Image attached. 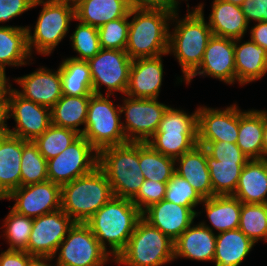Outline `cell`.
I'll use <instances>...</instances> for the list:
<instances>
[{"mask_svg":"<svg viewBox=\"0 0 267 266\" xmlns=\"http://www.w3.org/2000/svg\"><path fill=\"white\" fill-rule=\"evenodd\" d=\"M141 217L142 213L131 199L113 196L85 223L101 246L114 256V261L126 247ZM107 243L111 250H107Z\"/></svg>","mask_w":267,"mask_h":266,"instance_id":"1","label":"cell"},{"mask_svg":"<svg viewBox=\"0 0 267 266\" xmlns=\"http://www.w3.org/2000/svg\"><path fill=\"white\" fill-rule=\"evenodd\" d=\"M203 6L200 3L190 11L187 4L188 12L183 19H178V12L171 18L176 23L172 32H169L168 54L173 53L178 60L183 81L201 64L208 41L213 36L205 21Z\"/></svg>","mask_w":267,"mask_h":266,"instance_id":"2","label":"cell"},{"mask_svg":"<svg viewBox=\"0 0 267 266\" xmlns=\"http://www.w3.org/2000/svg\"><path fill=\"white\" fill-rule=\"evenodd\" d=\"M167 11L130 9L126 52L134 60L168 54L169 23ZM170 21V22H169Z\"/></svg>","mask_w":267,"mask_h":266,"instance_id":"3","label":"cell"},{"mask_svg":"<svg viewBox=\"0 0 267 266\" xmlns=\"http://www.w3.org/2000/svg\"><path fill=\"white\" fill-rule=\"evenodd\" d=\"M113 196L105 173L97 166L91 173L61 186V209L74 222L85 223Z\"/></svg>","mask_w":267,"mask_h":266,"instance_id":"4","label":"cell"},{"mask_svg":"<svg viewBox=\"0 0 267 266\" xmlns=\"http://www.w3.org/2000/svg\"><path fill=\"white\" fill-rule=\"evenodd\" d=\"M98 167L105 173L115 197L132 199L143 184L139 142L101 149L98 152Z\"/></svg>","mask_w":267,"mask_h":266,"instance_id":"5","label":"cell"},{"mask_svg":"<svg viewBox=\"0 0 267 266\" xmlns=\"http://www.w3.org/2000/svg\"><path fill=\"white\" fill-rule=\"evenodd\" d=\"M174 260V242L141 217L124 250L113 261L126 266H162Z\"/></svg>","mask_w":267,"mask_h":266,"instance_id":"6","label":"cell"},{"mask_svg":"<svg viewBox=\"0 0 267 266\" xmlns=\"http://www.w3.org/2000/svg\"><path fill=\"white\" fill-rule=\"evenodd\" d=\"M42 5L32 35L30 26L26 27L28 47L42 55H49L69 32V25L75 20L74 2L65 0H35L33 7Z\"/></svg>","mask_w":267,"mask_h":266,"instance_id":"7","label":"cell"},{"mask_svg":"<svg viewBox=\"0 0 267 266\" xmlns=\"http://www.w3.org/2000/svg\"><path fill=\"white\" fill-rule=\"evenodd\" d=\"M147 143L161 154L176 159L193 149L197 143V110L187 114L168 107L157 131Z\"/></svg>","mask_w":267,"mask_h":266,"instance_id":"8","label":"cell"},{"mask_svg":"<svg viewBox=\"0 0 267 266\" xmlns=\"http://www.w3.org/2000/svg\"><path fill=\"white\" fill-rule=\"evenodd\" d=\"M110 95L92 94L89 99L87 120L82 129L84 136L99 152L109 146L127 143L121 122L120 106L115 107Z\"/></svg>","mask_w":267,"mask_h":266,"instance_id":"9","label":"cell"},{"mask_svg":"<svg viewBox=\"0 0 267 266\" xmlns=\"http://www.w3.org/2000/svg\"><path fill=\"white\" fill-rule=\"evenodd\" d=\"M57 253V266H103L111 260L89 226L80 222L70 228Z\"/></svg>","mask_w":267,"mask_h":266,"instance_id":"10","label":"cell"},{"mask_svg":"<svg viewBox=\"0 0 267 266\" xmlns=\"http://www.w3.org/2000/svg\"><path fill=\"white\" fill-rule=\"evenodd\" d=\"M97 166L98 151L81 135L58 156L47 160V176L49 181L63 186Z\"/></svg>","mask_w":267,"mask_h":266,"instance_id":"11","label":"cell"},{"mask_svg":"<svg viewBox=\"0 0 267 266\" xmlns=\"http://www.w3.org/2000/svg\"><path fill=\"white\" fill-rule=\"evenodd\" d=\"M132 59L125 50L101 49L87 60L93 84V93L102 94L101 86L107 88V95L121 92L125 95Z\"/></svg>","mask_w":267,"mask_h":266,"instance_id":"12","label":"cell"},{"mask_svg":"<svg viewBox=\"0 0 267 266\" xmlns=\"http://www.w3.org/2000/svg\"><path fill=\"white\" fill-rule=\"evenodd\" d=\"M121 114L125 113L122 126L128 142H147L157 131L169 106L157 99L123 98Z\"/></svg>","mask_w":267,"mask_h":266,"instance_id":"13","label":"cell"},{"mask_svg":"<svg viewBox=\"0 0 267 266\" xmlns=\"http://www.w3.org/2000/svg\"><path fill=\"white\" fill-rule=\"evenodd\" d=\"M8 118L13 117L16 126L9 134L26 141H34L51 125V109L20 96L15 88L8 95Z\"/></svg>","mask_w":267,"mask_h":266,"instance_id":"14","label":"cell"},{"mask_svg":"<svg viewBox=\"0 0 267 266\" xmlns=\"http://www.w3.org/2000/svg\"><path fill=\"white\" fill-rule=\"evenodd\" d=\"M74 223L62 209L34 218L27 253L55 257Z\"/></svg>","mask_w":267,"mask_h":266,"instance_id":"15","label":"cell"},{"mask_svg":"<svg viewBox=\"0 0 267 266\" xmlns=\"http://www.w3.org/2000/svg\"><path fill=\"white\" fill-rule=\"evenodd\" d=\"M5 199L15 200L12 210L16 213L34 219L61 209V186L49 180L20 186Z\"/></svg>","mask_w":267,"mask_h":266,"instance_id":"16","label":"cell"},{"mask_svg":"<svg viewBox=\"0 0 267 266\" xmlns=\"http://www.w3.org/2000/svg\"><path fill=\"white\" fill-rule=\"evenodd\" d=\"M239 131V107L230 105L224 110L197 108V143L226 141L236 143Z\"/></svg>","mask_w":267,"mask_h":266,"instance_id":"17","label":"cell"},{"mask_svg":"<svg viewBox=\"0 0 267 266\" xmlns=\"http://www.w3.org/2000/svg\"><path fill=\"white\" fill-rule=\"evenodd\" d=\"M196 75L211 76L226 84L235 83L234 39L213 35L208 41L201 64L184 81L189 84Z\"/></svg>","mask_w":267,"mask_h":266,"instance_id":"18","label":"cell"},{"mask_svg":"<svg viewBox=\"0 0 267 266\" xmlns=\"http://www.w3.org/2000/svg\"><path fill=\"white\" fill-rule=\"evenodd\" d=\"M194 208L177 205L163 199L148 207L142 213V217L174 242L194 223V218L199 213L193 210Z\"/></svg>","mask_w":267,"mask_h":266,"instance_id":"19","label":"cell"},{"mask_svg":"<svg viewBox=\"0 0 267 266\" xmlns=\"http://www.w3.org/2000/svg\"><path fill=\"white\" fill-rule=\"evenodd\" d=\"M14 80L22 89H15L20 96L50 109L63 95L59 68L52 71L41 67Z\"/></svg>","mask_w":267,"mask_h":266,"instance_id":"20","label":"cell"},{"mask_svg":"<svg viewBox=\"0 0 267 266\" xmlns=\"http://www.w3.org/2000/svg\"><path fill=\"white\" fill-rule=\"evenodd\" d=\"M162 55L132 61L125 95L132 98L157 99L163 79Z\"/></svg>","mask_w":267,"mask_h":266,"instance_id":"21","label":"cell"},{"mask_svg":"<svg viewBox=\"0 0 267 266\" xmlns=\"http://www.w3.org/2000/svg\"><path fill=\"white\" fill-rule=\"evenodd\" d=\"M216 234L204 221L193 223L174 241V259L183 257L198 261H211L215 255Z\"/></svg>","mask_w":267,"mask_h":266,"instance_id":"22","label":"cell"},{"mask_svg":"<svg viewBox=\"0 0 267 266\" xmlns=\"http://www.w3.org/2000/svg\"><path fill=\"white\" fill-rule=\"evenodd\" d=\"M234 39L236 82L241 86L261 79L267 73V50L252 40L240 44Z\"/></svg>","mask_w":267,"mask_h":266,"instance_id":"23","label":"cell"},{"mask_svg":"<svg viewBox=\"0 0 267 266\" xmlns=\"http://www.w3.org/2000/svg\"><path fill=\"white\" fill-rule=\"evenodd\" d=\"M23 139L11 134L0 135V200L20 187Z\"/></svg>","mask_w":267,"mask_h":266,"instance_id":"24","label":"cell"},{"mask_svg":"<svg viewBox=\"0 0 267 266\" xmlns=\"http://www.w3.org/2000/svg\"><path fill=\"white\" fill-rule=\"evenodd\" d=\"M176 162L178 164H176ZM175 173L186 179L203 199L213 197L209 169L206 163V149L196 145L175 159Z\"/></svg>","mask_w":267,"mask_h":266,"instance_id":"25","label":"cell"},{"mask_svg":"<svg viewBox=\"0 0 267 266\" xmlns=\"http://www.w3.org/2000/svg\"><path fill=\"white\" fill-rule=\"evenodd\" d=\"M232 196L242 203L267 204V159H251L245 164Z\"/></svg>","mask_w":267,"mask_h":266,"instance_id":"26","label":"cell"},{"mask_svg":"<svg viewBox=\"0 0 267 266\" xmlns=\"http://www.w3.org/2000/svg\"><path fill=\"white\" fill-rule=\"evenodd\" d=\"M211 7L208 25L214 36L230 39L244 37L249 24L239 5L213 0Z\"/></svg>","mask_w":267,"mask_h":266,"instance_id":"27","label":"cell"},{"mask_svg":"<svg viewBox=\"0 0 267 266\" xmlns=\"http://www.w3.org/2000/svg\"><path fill=\"white\" fill-rule=\"evenodd\" d=\"M74 7L75 20L96 28L123 18L130 11L128 0H76Z\"/></svg>","mask_w":267,"mask_h":266,"instance_id":"28","label":"cell"},{"mask_svg":"<svg viewBox=\"0 0 267 266\" xmlns=\"http://www.w3.org/2000/svg\"><path fill=\"white\" fill-rule=\"evenodd\" d=\"M27 26H0V68L26 65L31 60ZM28 58V59H27Z\"/></svg>","mask_w":267,"mask_h":266,"instance_id":"29","label":"cell"},{"mask_svg":"<svg viewBox=\"0 0 267 266\" xmlns=\"http://www.w3.org/2000/svg\"><path fill=\"white\" fill-rule=\"evenodd\" d=\"M241 151L251 159H263V111L239 109V131L236 141Z\"/></svg>","mask_w":267,"mask_h":266,"instance_id":"30","label":"cell"},{"mask_svg":"<svg viewBox=\"0 0 267 266\" xmlns=\"http://www.w3.org/2000/svg\"><path fill=\"white\" fill-rule=\"evenodd\" d=\"M255 243L238 228L216 235L215 266H239Z\"/></svg>","mask_w":267,"mask_h":266,"instance_id":"31","label":"cell"},{"mask_svg":"<svg viewBox=\"0 0 267 266\" xmlns=\"http://www.w3.org/2000/svg\"><path fill=\"white\" fill-rule=\"evenodd\" d=\"M207 218L218 233L238 229L242 202L232 195L203 200Z\"/></svg>","mask_w":267,"mask_h":266,"instance_id":"32","label":"cell"},{"mask_svg":"<svg viewBox=\"0 0 267 266\" xmlns=\"http://www.w3.org/2000/svg\"><path fill=\"white\" fill-rule=\"evenodd\" d=\"M90 97L62 95L51 108V124L75 130L82 135L78 127L84 125L85 128Z\"/></svg>","mask_w":267,"mask_h":266,"instance_id":"33","label":"cell"},{"mask_svg":"<svg viewBox=\"0 0 267 266\" xmlns=\"http://www.w3.org/2000/svg\"><path fill=\"white\" fill-rule=\"evenodd\" d=\"M62 92L67 96H91L93 84L87 61L66 58L59 66Z\"/></svg>","mask_w":267,"mask_h":266,"instance_id":"34","label":"cell"},{"mask_svg":"<svg viewBox=\"0 0 267 266\" xmlns=\"http://www.w3.org/2000/svg\"><path fill=\"white\" fill-rule=\"evenodd\" d=\"M213 196L233 195L237 188L242 168L247 162H222L207 154Z\"/></svg>","mask_w":267,"mask_h":266,"instance_id":"35","label":"cell"},{"mask_svg":"<svg viewBox=\"0 0 267 266\" xmlns=\"http://www.w3.org/2000/svg\"><path fill=\"white\" fill-rule=\"evenodd\" d=\"M139 166L146 180L168 182L175 173V159L155 151L147 142H139Z\"/></svg>","mask_w":267,"mask_h":266,"instance_id":"36","label":"cell"},{"mask_svg":"<svg viewBox=\"0 0 267 266\" xmlns=\"http://www.w3.org/2000/svg\"><path fill=\"white\" fill-rule=\"evenodd\" d=\"M20 186L41 183L48 180L47 160L33 141L23 140Z\"/></svg>","mask_w":267,"mask_h":266,"instance_id":"37","label":"cell"},{"mask_svg":"<svg viewBox=\"0 0 267 266\" xmlns=\"http://www.w3.org/2000/svg\"><path fill=\"white\" fill-rule=\"evenodd\" d=\"M238 228L254 243L267 242V204L242 203Z\"/></svg>","mask_w":267,"mask_h":266,"instance_id":"38","label":"cell"},{"mask_svg":"<svg viewBox=\"0 0 267 266\" xmlns=\"http://www.w3.org/2000/svg\"><path fill=\"white\" fill-rule=\"evenodd\" d=\"M81 136L75 130L58 127L53 124L33 142L46 160H50L62 153L68 146Z\"/></svg>","mask_w":267,"mask_h":266,"instance_id":"39","label":"cell"},{"mask_svg":"<svg viewBox=\"0 0 267 266\" xmlns=\"http://www.w3.org/2000/svg\"><path fill=\"white\" fill-rule=\"evenodd\" d=\"M4 236L10 245L9 250H23L27 252L29 237L32 231L33 219L10 210L3 220Z\"/></svg>","mask_w":267,"mask_h":266,"instance_id":"40","label":"cell"},{"mask_svg":"<svg viewBox=\"0 0 267 266\" xmlns=\"http://www.w3.org/2000/svg\"><path fill=\"white\" fill-rule=\"evenodd\" d=\"M71 44L79 56L70 57L75 60L87 61L94 57L102 48L99 42L98 28L79 21L72 36Z\"/></svg>","mask_w":267,"mask_h":266,"instance_id":"41","label":"cell"},{"mask_svg":"<svg viewBox=\"0 0 267 266\" xmlns=\"http://www.w3.org/2000/svg\"><path fill=\"white\" fill-rule=\"evenodd\" d=\"M129 13L98 28L99 42L102 49L126 50L129 30Z\"/></svg>","mask_w":267,"mask_h":266,"instance_id":"42","label":"cell"},{"mask_svg":"<svg viewBox=\"0 0 267 266\" xmlns=\"http://www.w3.org/2000/svg\"><path fill=\"white\" fill-rule=\"evenodd\" d=\"M164 199L185 207H196L204 200L191 184L177 173L167 182Z\"/></svg>","mask_w":267,"mask_h":266,"instance_id":"43","label":"cell"},{"mask_svg":"<svg viewBox=\"0 0 267 266\" xmlns=\"http://www.w3.org/2000/svg\"><path fill=\"white\" fill-rule=\"evenodd\" d=\"M166 186L167 182L144 179L138 193L131 201L143 213L148 207L165 198Z\"/></svg>","mask_w":267,"mask_h":266,"instance_id":"44","label":"cell"},{"mask_svg":"<svg viewBox=\"0 0 267 266\" xmlns=\"http://www.w3.org/2000/svg\"><path fill=\"white\" fill-rule=\"evenodd\" d=\"M207 154L222 162H248L250 159L241 151L236 143L208 142L203 146Z\"/></svg>","mask_w":267,"mask_h":266,"instance_id":"45","label":"cell"},{"mask_svg":"<svg viewBox=\"0 0 267 266\" xmlns=\"http://www.w3.org/2000/svg\"><path fill=\"white\" fill-rule=\"evenodd\" d=\"M35 0H0V23L9 22L33 8Z\"/></svg>","mask_w":267,"mask_h":266,"instance_id":"46","label":"cell"},{"mask_svg":"<svg viewBox=\"0 0 267 266\" xmlns=\"http://www.w3.org/2000/svg\"><path fill=\"white\" fill-rule=\"evenodd\" d=\"M240 7L248 24L253 20L267 22V0H244Z\"/></svg>","mask_w":267,"mask_h":266,"instance_id":"47","label":"cell"},{"mask_svg":"<svg viewBox=\"0 0 267 266\" xmlns=\"http://www.w3.org/2000/svg\"><path fill=\"white\" fill-rule=\"evenodd\" d=\"M130 9L160 10L175 13L178 3L175 0H128Z\"/></svg>","mask_w":267,"mask_h":266,"instance_id":"48","label":"cell"},{"mask_svg":"<svg viewBox=\"0 0 267 266\" xmlns=\"http://www.w3.org/2000/svg\"><path fill=\"white\" fill-rule=\"evenodd\" d=\"M31 256L23 250L7 249L0 254V266H27Z\"/></svg>","mask_w":267,"mask_h":266,"instance_id":"49","label":"cell"},{"mask_svg":"<svg viewBox=\"0 0 267 266\" xmlns=\"http://www.w3.org/2000/svg\"><path fill=\"white\" fill-rule=\"evenodd\" d=\"M250 39L267 50V22H258L251 27Z\"/></svg>","mask_w":267,"mask_h":266,"instance_id":"50","label":"cell"},{"mask_svg":"<svg viewBox=\"0 0 267 266\" xmlns=\"http://www.w3.org/2000/svg\"><path fill=\"white\" fill-rule=\"evenodd\" d=\"M8 118V101H0V135L8 134L9 127L7 126Z\"/></svg>","mask_w":267,"mask_h":266,"instance_id":"51","label":"cell"},{"mask_svg":"<svg viewBox=\"0 0 267 266\" xmlns=\"http://www.w3.org/2000/svg\"><path fill=\"white\" fill-rule=\"evenodd\" d=\"M8 80L5 70L0 68V101H7L9 92L12 89V84H9Z\"/></svg>","mask_w":267,"mask_h":266,"instance_id":"52","label":"cell"},{"mask_svg":"<svg viewBox=\"0 0 267 266\" xmlns=\"http://www.w3.org/2000/svg\"><path fill=\"white\" fill-rule=\"evenodd\" d=\"M52 259H54L52 256L32 255L27 263V266H52L47 263V261L51 262Z\"/></svg>","mask_w":267,"mask_h":266,"instance_id":"53","label":"cell"},{"mask_svg":"<svg viewBox=\"0 0 267 266\" xmlns=\"http://www.w3.org/2000/svg\"><path fill=\"white\" fill-rule=\"evenodd\" d=\"M263 159H267V111L263 110Z\"/></svg>","mask_w":267,"mask_h":266,"instance_id":"54","label":"cell"},{"mask_svg":"<svg viewBox=\"0 0 267 266\" xmlns=\"http://www.w3.org/2000/svg\"><path fill=\"white\" fill-rule=\"evenodd\" d=\"M220 1L236 4V5H239V6H241L243 4V2H244V0H220Z\"/></svg>","mask_w":267,"mask_h":266,"instance_id":"55","label":"cell"}]
</instances>
